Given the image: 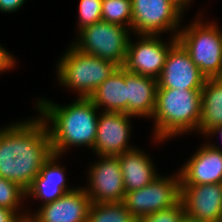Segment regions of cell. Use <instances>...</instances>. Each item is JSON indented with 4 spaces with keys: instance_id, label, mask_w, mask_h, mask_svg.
<instances>
[{
    "instance_id": "12",
    "label": "cell",
    "mask_w": 222,
    "mask_h": 222,
    "mask_svg": "<svg viewBox=\"0 0 222 222\" xmlns=\"http://www.w3.org/2000/svg\"><path fill=\"white\" fill-rule=\"evenodd\" d=\"M185 216L199 222H222V183L181 185Z\"/></svg>"
},
{
    "instance_id": "14",
    "label": "cell",
    "mask_w": 222,
    "mask_h": 222,
    "mask_svg": "<svg viewBox=\"0 0 222 222\" xmlns=\"http://www.w3.org/2000/svg\"><path fill=\"white\" fill-rule=\"evenodd\" d=\"M91 200L84 188L65 193L54 202L41 206L27 222H87Z\"/></svg>"
},
{
    "instance_id": "11",
    "label": "cell",
    "mask_w": 222,
    "mask_h": 222,
    "mask_svg": "<svg viewBox=\"0 0 222 222\" xmlns=\"http://www.w3.org/2000/svg\"><path fill=\"white\" fill-rule=\"evenodd\" d=\"M99 162L90 167L89 188L85 193L91 203H120L125 197L124 181L116 156H99Z\"/></svg>"
},
{
    "instance_id": "18",
    "label": "cell",
    "mask_w": 222,
    "mask_h": 222,
    "mask_svg": "<svg viewBox=\"0 0 222 222\" xmlns=\"http://www.w3.org/2000/svg\"><path fill=\"white\" fill-rule=\"evenodd\" d=\"M116 157L120 163L126 192L143 188L158 177L151 159L138 148Z\"/></svg>"
},
{
    "instance_id": "6",
    "label": "cell",
    "mask_w": 222,
    "mask_h": 222,
    "mask_svg": "<svg viewBox=\"0 0 222 222\" xmlns=\"http://www.w3.org/2000/svg\"><path fill=\"white\" fill-rule=\"evenodd\" d=\"M129 30L126 26L100 20L79 30L80 39L72 45L83 53L108 60L121 67L131 41Z\"/></svg>"
},
{
    "instance_id": "26",
    "label": "cell",
    "mask_w": 222,
    "mask_h": 222,
    "mask_svg": "<svg viewBox=\"0 0 222 222\" xmlns=\"http://www.w3.org/2000/svg\"><path fill=\"white\" fill-rule=\"evenodd\" d=\"M15 213L14 210L0 206V222H27L29 215L25 214L22 216Z\"/></svg>"
},
{
    "instance_id": "4",
    "label": "cell",
    "mask_w": 222,
    "mask_h": 222,
    "mask_svg": "<svg viewBox=\"0 0 222 222\" xmlns=\"http://www.w3.org/2000/svg\"><path fill=\"white\" fill-rule=\"evenodd\" d=\"M57 67L59 82L76 90L79 98H89L119 68L117 64L83 53L73 45Z\"/></svg>"
},
{
    "instance_id": "29",
    "label": "cell",
    "mask_w": 222,
    "mask_h": 222,
    "mask_svg": "<svg viewBox=\"0 0 222 222\" xmlns=\"http://www.w3.org/2000/svg\"><path fill=\"white\" fill-rule=\"evenodd\" d=\"M175 5H177L182 11L184 10V6H187L188 2H190V0H172Z\"/></svg>"
},
{
    "instance_id": "3",
    "label": "cell",
    "mask_w": 222,
    "mask_h": 222,
    "mask_svg": "<svg viewBox=\"0 0 222 222\" xmlns=\"http://www.w3.org/2000/svg\"><path fill=\"white\" fill-rule=\"evenodd\" d=\"M201 90L157 89L155 140L162 141L199 127Z\"/></svg>"
},
{
    "instance_id": "9",
    "label": "cell",
    "mask_w": 222,
    "mask_h": 222,
    "mask_svg": "<svg viewBox=\"0 0 222 222\" xmlns=\"http://www.w3.org/2000/svg\"><path fill=\"white\" fill-rule=\"evenodd\" d=\"M137 43L129 42L128 51L122 68L131 73L157 79L160 76L170 48L177 42V37L170 43H163L158 35H140ZM142 39V40H141Z\"/></svg>"
},
{
    "instance_id": "25",
    "label": "cell",
    "mask_w": 222,
    "mask_h": 222,
    "mask_svg": "<svg viewBox=\"0 0 222 222\" xmlns=\"http://www.w3.org/2000/svg\"><path fill=\"white\" fill-rule=\"evenodd\" d=\"M184 215L183 204L180 200L174 206L138 219V222H179Z\"/></svg>"
},
{
    "instance_id": "20",
    "label": "cell",
    "mask_w": 222,
    "mask_h": 222,
    "mask_svg": "<svg viewBox=\"0 0 222 222\" xmlns=\"http://www.w3.org/2000/svg\"><path fill=\"white\" fill-rule=\"evenodd\" d=\"M202 107L198 130L203 134L222 125V77L207 78L201 90Z\"/></svg>"
},
{
    "instance_id": "30",
    "label": "cell",
    "mask_w": 222,
    "mask_h": 222,
    "mask_svg": "<svg viewBox=\"0 0 222 222\" xmlns=\"http://www.w3.org/2000/svg\"><path fill=\"white\" fill-rule=\"evenodd\" d=\"M215 133H219L222 137V125L220 126H216L214 128H212L211 130H209L206 135L208 136V134H215Z\"/></svg>"
},
{
    "instance_id": "17",
    "label": "cell",
    "mask_w": 222,
    "mask_h": 222,
    "mask_svg": "<svg viewBox=\"0 0 222 222\" xmlns=\"http://www.w3.org/2000/svg\"><path fill=\"white\" fill-rule=\"evenodd\" d=\"M57 154H52L43 164L39 175L26 190V196L43 199V205L54 202L65 193L74 189H67L64 168L56 164ZM55 163V164H54Z\"/></svg>"
},
{
    "instance_id": "31",
    "label": "cell",
    "mask_w": 222,
    "mask_h": 222,
    "mask_svg": "<svg viewBox=\"0 0 222 222\" xmlns=\"http://www.w3.org/2000/svg\"><path fill=\"white\" fill-rule=\"evenodd\" d=\"M179 222H199V221L191 219V218L184 215Z\"/></svg>"
},
{
    "instance_id": "28",
    "label": "cell",
    "mask_w": 222,
    "mask_h": 222,
    "mask_svg": "<svg viewBox=\"0 0 222 222\" xmlns=\"http://www.w3.org/2000/svg\"><path fill=\"white\" fill-rule=\"evenodd\" d=\"M26 0H0V12H14L18 10Z\"/></svg>"
},
{
    "instance_id": "21",
    "label": "cell",
    "mask_w": 222,
    "mask_h": 222,
    "mask_svg": "<svg viewBox=\"0 0 222 222\" xmlns=\"http://www.w3.org/2000/svg\"><path fill=\"white\" fill-rule=\"evenodd\" d=\"M87 222H138L120 203H91L88 211Z\"/></svg>"
},
{
    "instance_id": "23",
    "label": "cell",
    "mask_w": 222,
    "mask_h": 222,
    "mask_svg": "<svg viewBox=\"0 0 222 222\" xmlns=\"http://www.w3.org/2000/svg\"><path fill=\"white\" fill-rule=\"evenodd\" d=\"M26 196V190L19 184L0 177V206L15 212L18 211L20 200Z\"/></svg>"
},
{
    "instance_id": "8",
    "label": "cell",
    "mask_w": 222,
    "mask_h": 222,
    "mask_svg": "<svg viewBox=\"0 0 222 222\" xmlns=\"http://www.w3.org/2000/svg\"><path fill=\"white\" fill-rule=\"evenodd\" d=\"M132 30L139 35H159L178 30L182 10L172 0H131Z\"/></svg>"
},
{
    "instance_id": "19",
    "label": "cell",
    "mask_w": 222,
    "mask_h": 222,
    "mask_svg": "<svg viewBox=\"0 0 222 222\" xmlns=\"http://www.w3.org/2000/svg\"><path fill=\"white\" fill-rule=\"evenodd\" d=\"M99 109L105 106V111L122 112L127 114V86L125 70L119 67L108 77L89 97Z\"/></svg>"
},
{
    "instance_id": "13",
    "label": "cell",
    "mask_w": 222,
    "mask_h": 222,
    "mask_svg": "<svg viewBox=\"0 0 222 222\" xmlns=\"http://www.w3.org/2000/svg\"><path fill=\"white\" fill-rule=\"evenodd\" d=\"M130 115L122 112L104 111L98 116L97 135L93 151L98 156H117L135 149L128 147L130 138Z\"/></svg>"
},
{
    "instance_id": "22",
    "label": "cell",
    "mask_w": 222,
    "mask_h": 222,
    "mask_svg": "<svg viewBox=\"0 0 222 222\" xmlns=\"http://www.w3.org/2000/svg\"><path fill=\"white\" fill-rule=\"evenodd\" d=\"M102 20L132 29L131 0H102Z\"/></svg>"
},
{
    "instance_id": "15",
    "label": "cell",
    "mask_w": 222,
    "mask_h": 222,
    "mask_svg": "<svg viewBox=\"0 0 222 222\" xmlns=\"http://www.w3.org/2000/svg\"><path fill=\"white\" fill-rule=\"evenodd\" d=\"M180 170L181 185L222 183V149L206 144Z\"/></svg>"
},
{
    "instance_id": "24",
    "label": "cell",
    "mask_w": 222,
    "mask_h": 222,
    "mask_svg": "<svg viewBox=\"0 0 222 222\" xmlns=\"http://www.w3.org/2000/svg\"><path fill=\"white\" fill-rule=\"evenodd\" d=\"M80 30L102 20V0H80Z\"/></svg>"
},
{
    "instance_id": "7",
    "label": "cell",
    "mask_w": 222,
    "mask_h": 222,
    "mask_svg": "<svg viewBox=\"0 0 222 222\" xmlns=\"http://www.w3.org/2000/svg\"><path fill=\"white\" fill-rule=\"evenodd\" d=\"M181 199V177H161L138 190L125 193L123 203L137 220L176 205Z\"/></svg>"
},
{
    "instance_id": "2",
    "label": "cell",
    "mask_w": 222,
    "mask_h": 222,
    "mask_svg": "<svg viewBox=\"0 0 222 222\" xmlns=\"http://www.w3.org/2000/svg\"><path fill=\"white\" fill-rule=\"evenodd\" d=\"M37 105V110L43 115L41 119L47 125L54 154L59 156L72 145H85L93 149L97 135L98 108L89 98L78 97L69 106L63 107L44 99L37 101ZM50 121L53 124L51 128L48 126Z\"/></svg>"
},
{
    "instance_id": "27",
    "label": "cell",
    "mask_w": 222,
    "mask_h": 222,
    "mask_svg": "<svg viewBox=\"0 0 222 222\" xmlns=\"http://www.w3.org/2000/svg\"><path fill=\"white\" fill-rule=\"evenodd\" d=\"M15 60L3 47H0V72L8 70L14 66Z\"/></svg>"
},
{
    "instance_id": "10",
    "label": "cell",
    "mask_w": 222,
    "mask_h": 222,
    "mask_svg": "<svg viewBox=\"0 0 222 222\" xmlns=\"http://www.w3.org/2000/svg\"><path fill=\"white\" fill-rule=\"evenodd\" d=\"M206 79L177 41L168 51L157 89L202 90Z\"/></svg>"
},
{
    "instance_id": "16",
    "label": "cell",
    "mask_w": 222,
    "mask_h": 222,
    "mask_svg": "<svg viewBox=\"0 0 222 222\" xmlns=\"http://www.w3.org/2000/svg\"><path fill=\"white\" fill-rule=\"evenodd\" d=\"M127 114L152 117L156 106L157 79L125 71Z\"/></svg>"
},
{
    "instance_id": "5",
    "label": "cell",
    "mask_w": 222,
    "mask_h": 222,
    "mask_svg": "<svg viewBox=\"0 0 222 222\" xmlns=\"http://www.w3.org/2000/svg\"><path fill=\"white\" fill-rule=\"evenodd\" d=\"M199 21L177 31L174 37L206 78L222 77V31L214 23L203 25Z\"/></svg>"
},
{
    "instance_id": "1",
    "label": "cell",
    "mask_w": 222,
    "mask_h": 222,
    "mask_svg": "<svg viewBox=\"0 0 222 222\" xmlns=\"http://www.w3.org/2000/svg\"><path fill=\"white\" fill-rule=\"evenodd\" d=\"M52 154L47 125L41 118L0 130V177L25 190Z\"/></svg>"
}]
</instances>
